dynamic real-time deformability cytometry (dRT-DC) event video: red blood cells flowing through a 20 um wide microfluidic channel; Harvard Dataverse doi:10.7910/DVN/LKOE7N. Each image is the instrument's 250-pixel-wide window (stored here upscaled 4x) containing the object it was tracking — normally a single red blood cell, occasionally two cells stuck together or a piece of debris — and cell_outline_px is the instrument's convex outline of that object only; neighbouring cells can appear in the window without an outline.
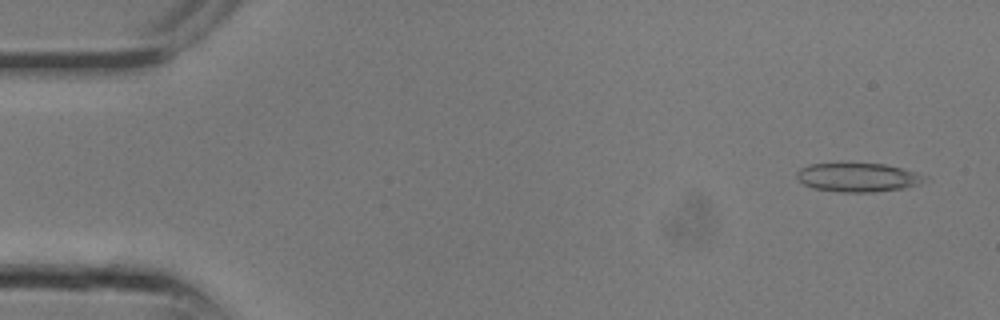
{"species": "common noctule bat (a hibernating species)", "species_latin": "Nyctalus noctula", "temperature_condition": "room temperature", "stored_images_in_passage": 10, "camera_frame_rate_fps": 3000, "um_per_image_px": 0.085, "animal": {"sex": "male", "body_mass_g": 13.3}, "frame": {"image": 1, "passage_image": 2, "time_ms": 0.333, "image_size_px": [1000, 320], "cell_outline_px": [[928, 176], [920, 184], [904, 188], [876, 192], [840, 192], [812, 188], [804, 184], [796, 176], [796, 172], [800, 168], [808, 164], [884, 164], [916, 172]], "centroid_in_image_um": [72.92, 15.09], "position_along_channel_um": 12.1, "area_um2": 21.39}}
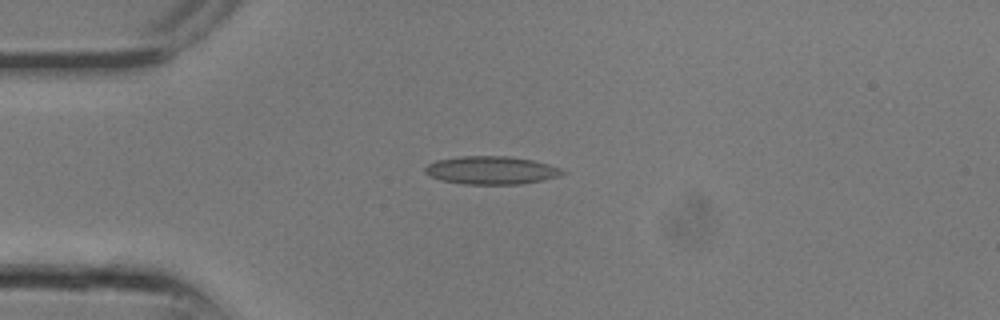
{"frame": {"image": 2, "passage_image": 7, "time_ms": 2.0, "image_size_px": [1000, 320], "cell_outline_px": [[568, 172], [560, 176], [524, 184], [464, 184], [440, 180], [428, 176], [424, 172], [424, 168], [428, 164], [436, 160], [460, 156], [512, 156], [532, 160], [548, 164], [560, 168]], "centroid_in_image_um": [41.75, 14.47], "position_along_channel_um": 43.2, "area_um2": 22.72}}
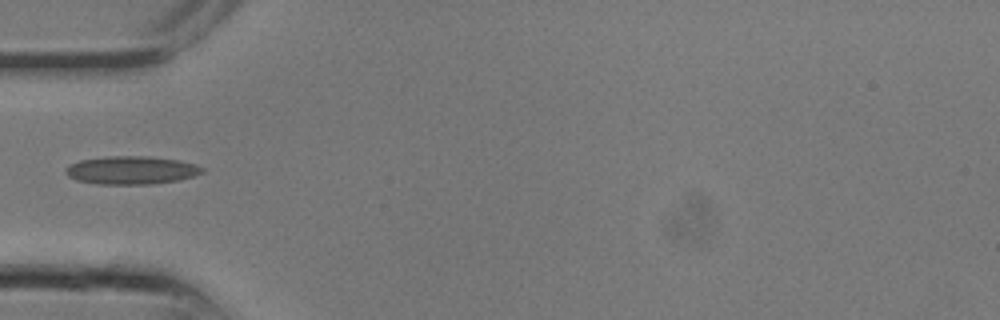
{"frame": {"image": 3, "passage_image": 9, "time_ms": 2.667, "image_size_px": [1000, 320], "cell_outline_px": [[204, 172], [180, 180], [152, 184], [96, 184], [76, 180], [68, 176], [64, 172], [72, 164], [80, 160], [108, 156], [148, 156], [180, 160], [196, 164], [204, 168]], "centroid_in_image_um": [11.2, 14.47], "position_along_channel_um": 73.8, "area_um2": 22.43}}